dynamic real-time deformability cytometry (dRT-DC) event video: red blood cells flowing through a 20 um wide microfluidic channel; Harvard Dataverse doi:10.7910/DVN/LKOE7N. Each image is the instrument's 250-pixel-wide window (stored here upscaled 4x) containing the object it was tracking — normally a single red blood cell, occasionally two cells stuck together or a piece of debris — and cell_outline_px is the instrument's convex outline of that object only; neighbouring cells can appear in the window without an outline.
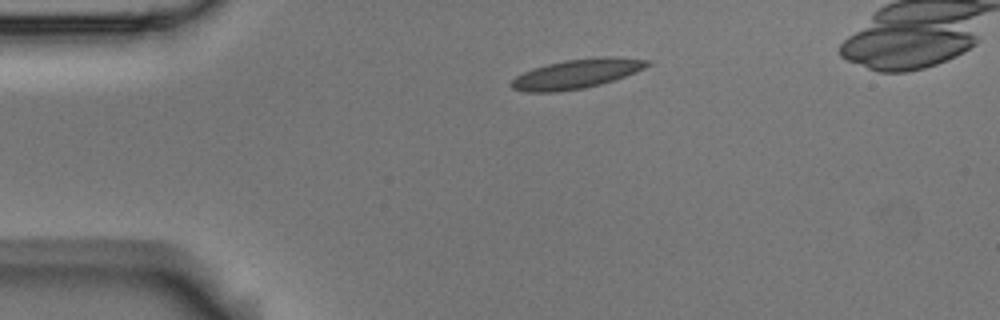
{"species": "Egyptian fruit bat (a non-hibernating species)", "species_latin": "Rousettus aegyptiacus", "temperature_condition": "room temperature", "stored_images_in_passage": 3, "camera_frame_rate_fps": 3000, "um_per_image_px": 0.085, "animal": {"sex": "male"}, "frame": {"image": 1, "passage_image": 1, "time_ms": 0.0, "image_size_px": [1000, 320], "cell_outline_px": [[652, 64], [636, 72], [600, 84], [584, 88], [552, 92], [524, 92], [512, 88], [508, 84], [516, 76], [532, 68], [564, 60], [596, 56], [616, 56], [652, 60]], "centroid_in_image_um": [49.03, 6.25], "position_along_channel_um": 36.0, "area_um2": 23.47}}